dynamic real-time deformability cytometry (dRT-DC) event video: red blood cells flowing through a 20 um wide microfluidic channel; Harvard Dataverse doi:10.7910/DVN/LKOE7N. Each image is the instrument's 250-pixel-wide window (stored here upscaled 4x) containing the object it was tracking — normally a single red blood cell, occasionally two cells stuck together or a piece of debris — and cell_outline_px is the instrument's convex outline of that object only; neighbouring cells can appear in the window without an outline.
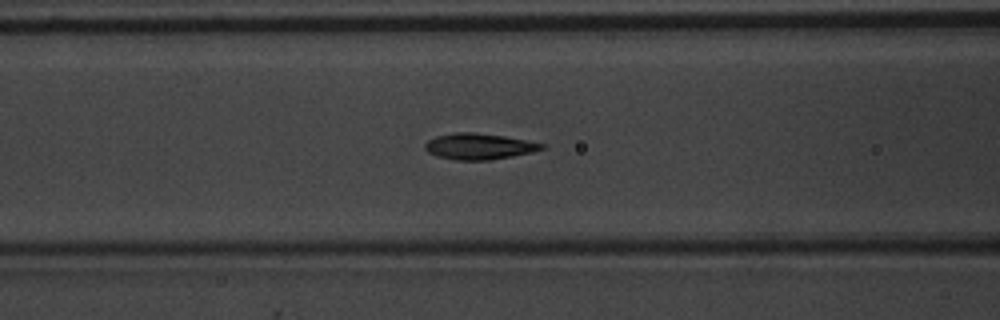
{"species": "common noctule bat (a hibernating species)", "species_latin": "Nyctalus noctula", "temperature_condition": "warm", "stored_images_in_passage": 38, "camera_frame_rate_fps": 3000, "um_per_image_px": 0.085, "animal": {"sex": "male", "body_mass_g": 20.1, "forearm_length_mm": 53.5}, "frame": {"image": 1, "passage_image": 8, "time_ms": 2.333, "image_size_px": [1000, 320], "cell_outline_px": [[544, 148], [532, 152], [512, 156], [488, 160], [456, 160], [436, 156], [428, 152], [424, 148], [424, 144], [428, 140], [436, 136], [456, 132], [472, 132], [504, 136], [544, 144]], "centroid_in_image_um": [40.66, 12.44], "position_along_channel_um": 125.9, "area_um2": 17.57}}
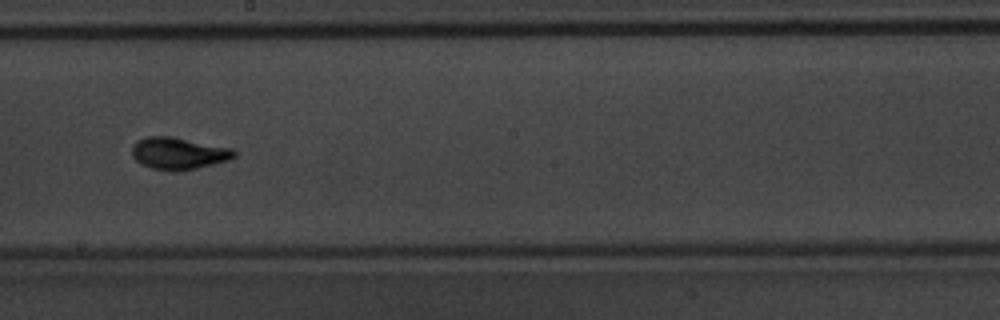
{"frame": {"image": 2, "passage_image": 16, "time_ms": 5.0, "image_size_px": [1000, 320], "cell_outline_px": [[236, 156], [228, 160], [196, 168], [152, 168], [140, 164], [132, 156], [132, 144], [136, 140], [148, 136], [168, 136], [232, 148], [236, 152]], "centroid_in_image_um": [15.14, 12.99], "position_along_channel_um": 233.1, "area_um2": 18.38}}
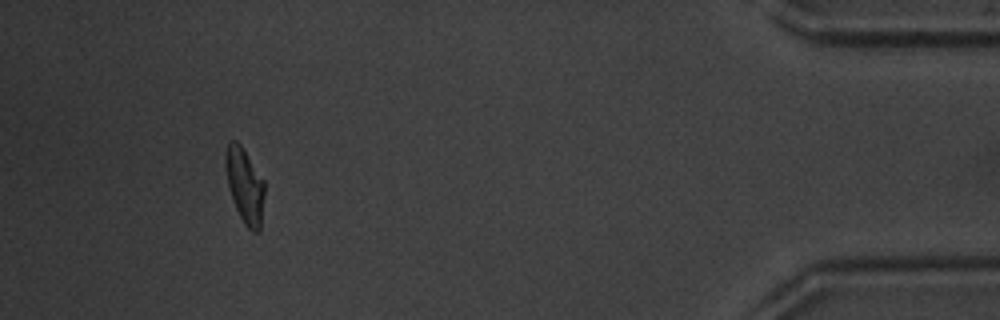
{"frame": {"image": 3, "passage_image": 34, "time_ms": 11.0, "image_size_px": [1000, 320], "cell_outline_px": [[264, 196], [260, 232], [252, 232], [244, 224], [236, 208], [228, 184], [224, 164], [224, 156], [228, 140], [236, 140], [244, 148], [264, 180]], "centroid_in_image_um": [20.8, 15.73], "position_along_channel_um": 414.4, "area_um2": 17.22}, "authors_computed_cell_mechanics": {"area_um2": 17.34, "velocity_mm_per_s": 4.0206, "shape_relaxation_time_tau1_ms": 2.6631, "shape_relaxation_time_tau2_ms": 1.0596, "deformation_change_tau1": 0.1494, "deformation_change_tau2": 0.0515}}